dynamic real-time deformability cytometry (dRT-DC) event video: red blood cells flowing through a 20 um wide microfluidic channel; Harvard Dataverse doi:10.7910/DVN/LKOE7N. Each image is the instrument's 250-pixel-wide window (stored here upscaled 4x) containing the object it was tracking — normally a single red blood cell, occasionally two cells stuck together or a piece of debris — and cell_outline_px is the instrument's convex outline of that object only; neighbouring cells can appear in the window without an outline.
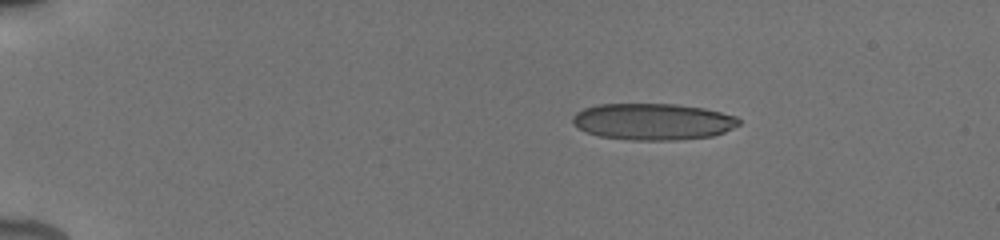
{"species": "human", "species_latin": "Homo sapiens", "temperature_condition": "cold", "stored_images_in_passage": 11, "camera_frame_rate_fps": 3000, "um_per_image_px": 0.085, "donor": {"sex": "male"}, "frame": {"image": 1, "passage_image": 4, "time_ms": 3.333, "image_size_px": [1000, 240], "cell_outline_px": [[740, 124], [724, 132], [712, 136], [680, 140], [632, 140], [600, 136], [584, 132], [572, 124], [572, 116], [576, 112], [584, 108], [596, 104], [676, 104], [704, 108], [736, 116], [740, 120]], "centroid_in_image_um": [55.47, 10.34], "position_along_channel_um": 29.5, "area_um2": 35.66}}
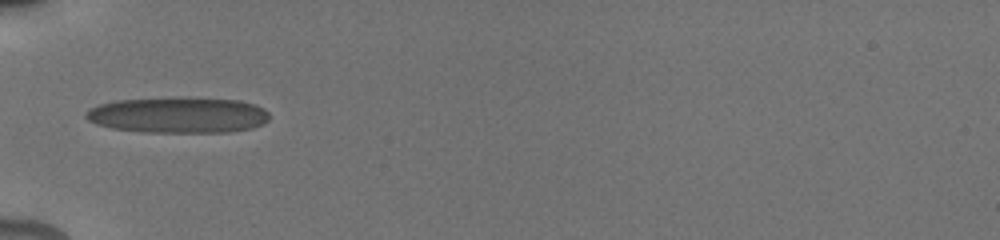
{"frame": {"image": 2, "passage_image": 7, "time_ms": 6.667, "image_size_px": [1000, 240], "cell_outline_px": [[268, 120], [264, 124], [252, 128], [228, 132], [144, 132], [112, 128], [96, 124], [88, 120], [84, 116], [84, 112], [100, 104], [116, 100], [240, 100], [256, 104], [264, 108], [268, 112]], "centroid_in_image_um": [15.17, 9.82], "position_along_channel_um": 69.8, "area_um2": 37.22}}
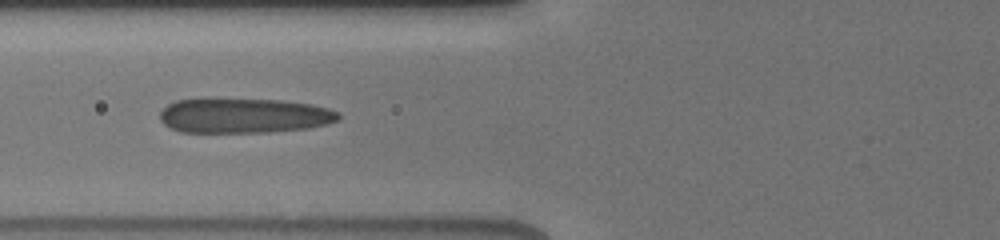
{"frame": {"image": 3, "passage_image": 8, "time_ms": 7.667, "image_size_px": [1000, 240], "cell_outline_px": [[340, 120], [328, 124], [308, 128], [268, 132], [180, 132], [164, 124], [160, 120], [160, 112], [168, 104], [176, 100], [200, 96], [212, 96], [280, 100], [312, 104], [328, 108], [340, 112]], "centroid_in_image_um": [20.7, 9.78], "position_along_channel_um": 105.1, "area_um2": 37.63}}